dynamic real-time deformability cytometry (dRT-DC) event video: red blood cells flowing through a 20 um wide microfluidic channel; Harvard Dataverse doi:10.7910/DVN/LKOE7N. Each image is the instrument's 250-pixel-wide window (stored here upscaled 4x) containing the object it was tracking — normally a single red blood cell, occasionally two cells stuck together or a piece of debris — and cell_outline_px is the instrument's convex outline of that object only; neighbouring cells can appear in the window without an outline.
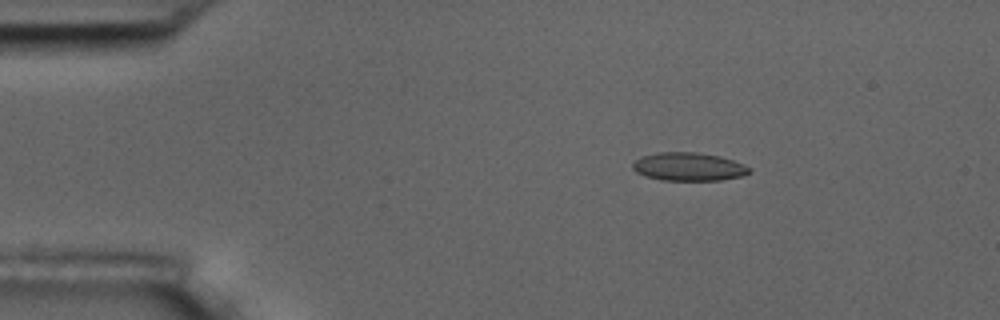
{"species": "common noctule bat (a hibernating species)", "species_latin": "Nyctalus noctula", "temperature_condition": "room temperature", "stored_images_in_passage": 5, "camera_frame_rate_fps": 3000, "um_per_image_px": 0.085, "animal": {"sex": "male", "body_mass_g": 17.5, "forearm_length_mm": 52.3}, "frame": {"image": 1, "passage_image": 3, "time_ms": 2.333, "image_size_px": [1000, 320], "cell_outline_px": [[752, 172], [744, 176], [720, 180], [660, 180], [644, 176], [636, 172], [632, 168], [632, 164], [640, 156], [656, 152], [696, 152], [720, 156], [744, 164], [752, 168]], "centroid_in_image_um": [58.54, 14.17], "position_along_channel_um": 26.5, "area_um2": 19.48}}